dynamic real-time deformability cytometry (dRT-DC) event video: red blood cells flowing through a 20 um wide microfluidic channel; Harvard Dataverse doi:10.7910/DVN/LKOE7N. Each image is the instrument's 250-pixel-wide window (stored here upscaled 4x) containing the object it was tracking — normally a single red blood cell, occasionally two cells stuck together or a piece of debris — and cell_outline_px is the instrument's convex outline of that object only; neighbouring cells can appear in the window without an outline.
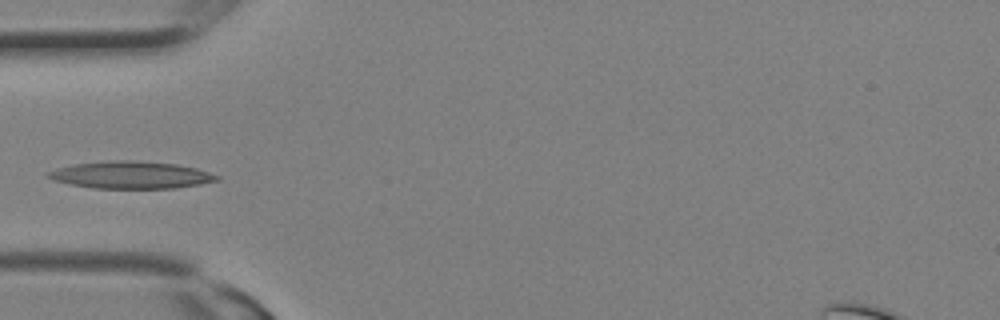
{"species": "Egyptian fruit bat (a non-hibernating species)", "species_latin": "Rousettus aegyptiacus", "temperature_condition": "room temperature", "stored_images_in_passage": 10, "camera_frame_rate_fps": 3000, "um_per_image_px": 0.085, "animal": {"sex": "female"}, "frame": {"image": 1, "passage_image": 9, "time_ms": 2.667, "image_size_px": [1000, 320], "cell_outline_px": [[220, 180], [200, 184], [176, 188], [92, 188], [52, 180], [44, 176], [48, 172], [56, 168], [72, 164], [112, 160], [128, 160], [176, 164], [196, 168], [220, 176]], "centroid_in_image_um": [11.11, 14.87], "position_along_channel_um": 73.9, "area_um2": 26.76}}